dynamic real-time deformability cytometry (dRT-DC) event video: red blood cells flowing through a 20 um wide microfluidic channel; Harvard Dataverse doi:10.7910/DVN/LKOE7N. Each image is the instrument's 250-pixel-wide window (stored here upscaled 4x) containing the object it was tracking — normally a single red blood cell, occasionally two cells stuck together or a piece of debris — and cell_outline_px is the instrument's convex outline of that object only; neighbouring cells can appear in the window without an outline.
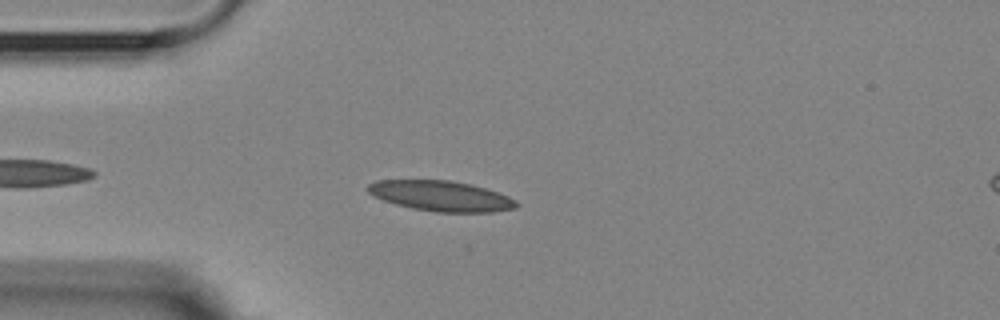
{"species": "Egyptian fruit bat (a non-hibernating species)", "species_latin": "Rousettus aegyptiacus", "temperature_condition": "room temperature", "stored_images_in_passage": 44, "camera_frame_rate_fps": 3000, "um_per_image_px": 0.085, "animal": {"sex": "female"}, "frame": {"image": 1, "passage_image": 6, "time_ms": 1.667, "image_size_px": [1000, 320], "cell_outline_px": [[520, 204], [516, 208], [492, 212], [436, 212], [412, 208], [396, 204], [384, 200], [368, 192], [368, 184], [376, 180], [448, 180], [472, 184], [508, 196], [516, 200]], "centroid_in_image_um": [37.51, 16.66], "position_along_channel_um": 47.5, "area_um2": 26.13}}
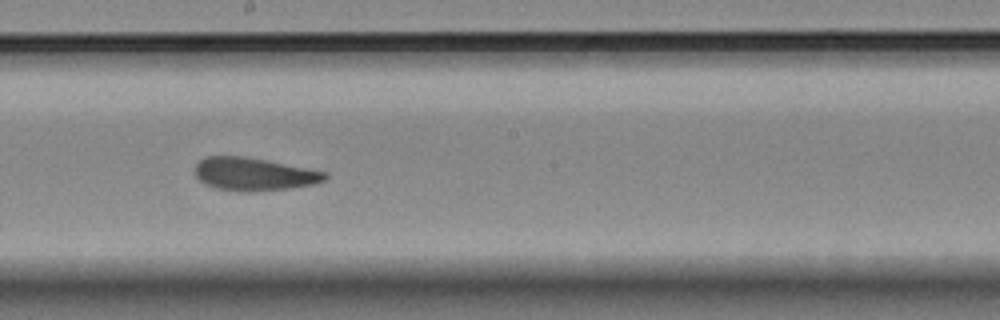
{"frame": {"image": 2, "passage_image": 22, "time_ms": 7.0, "image_size_px": [1000, 320], "cell_outline_px": [[328, 176], [324, 180], [316, 184], [292, 188], [252, 192], [236, 192], [216, 188], [204, 184], [196, 176], [196, 164], [200, 160], [208, 156], [244, 156], [324, 172]], "centroid_in_image_um": [21.55, 14.82], "position_along_channel_um": 226.7, "area_um2": 24.8}}
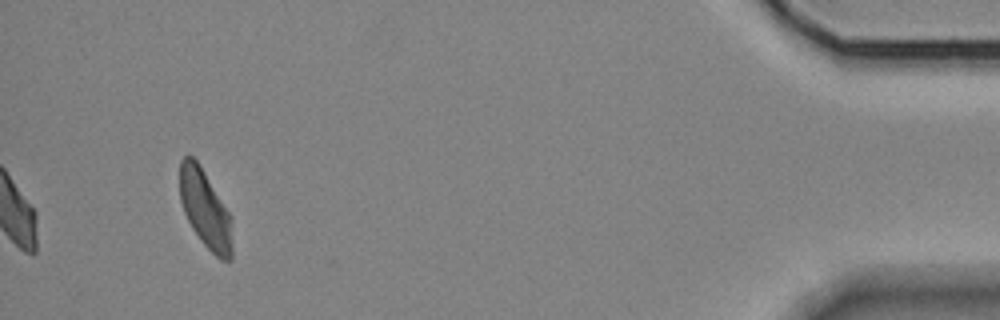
{"frame": {"image": 3, "passage_image": 44, "time_ms": 14.333, "image_size_px": [1000, 320], "cell_outline_px": [[232, 260], [220, 260], [200, 240], [192, 228], [184, 212], [180, 200], [180, 160], [184, 156], [192, 156], [200, 164], [232, 216]], "centroid_in_image_um": [17.46, 17.78], "position_along_channel_um": 417.7, "area_um2": 24.1}, "authors_computed_cell_mechanics": {"area_um2": 25.1719, "velocity_mm_per_s": 3.5732, "shape_relaxation_time_tau1_ms": 9.3889, "shape_relaxation_time_tau2_ms": 2.978, "deformation_change_tau1": 0.2006, "deformation_change_tau2": 0.0965}}